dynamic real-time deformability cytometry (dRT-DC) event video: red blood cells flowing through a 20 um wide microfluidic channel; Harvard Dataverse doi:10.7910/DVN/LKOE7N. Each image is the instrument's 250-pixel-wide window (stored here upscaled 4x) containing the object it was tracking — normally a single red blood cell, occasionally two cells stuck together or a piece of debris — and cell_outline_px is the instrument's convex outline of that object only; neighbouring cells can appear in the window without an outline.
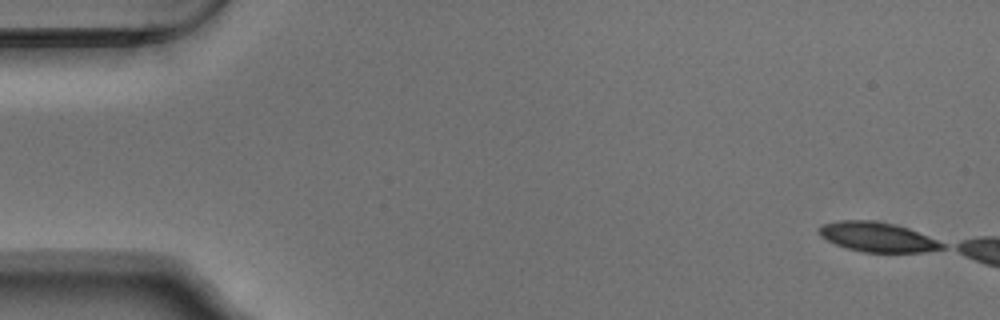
{"species": "Egyptian fruit bat (a non-hibernating species)", "species_latin": "Rousettus aegyptiacus", "temperature_condition": "warm", "stored_images_in_passage": 6, "camera_frame_rate_fps": 3000, "um_per_image_px": 0.085, "animal": {"sex": "male"}, "frame": {"image": 1, "passage_image": 1, "time_ms": 0.0, "image_size_px": [1000, 320], "cell_outline_px": [[944, 248], [924, 252], [864, 252], [848, 248], [836, 244], [820, 236], [820, 228], [824, 224], [840, 220], [872, 220], [892, 224], [908, 228], [936, 240], [944, 244]], "centroid_in_image_um": [74.58, 20.15], "position_along_channel_um": 10.4, "area_um2": 20.75}}